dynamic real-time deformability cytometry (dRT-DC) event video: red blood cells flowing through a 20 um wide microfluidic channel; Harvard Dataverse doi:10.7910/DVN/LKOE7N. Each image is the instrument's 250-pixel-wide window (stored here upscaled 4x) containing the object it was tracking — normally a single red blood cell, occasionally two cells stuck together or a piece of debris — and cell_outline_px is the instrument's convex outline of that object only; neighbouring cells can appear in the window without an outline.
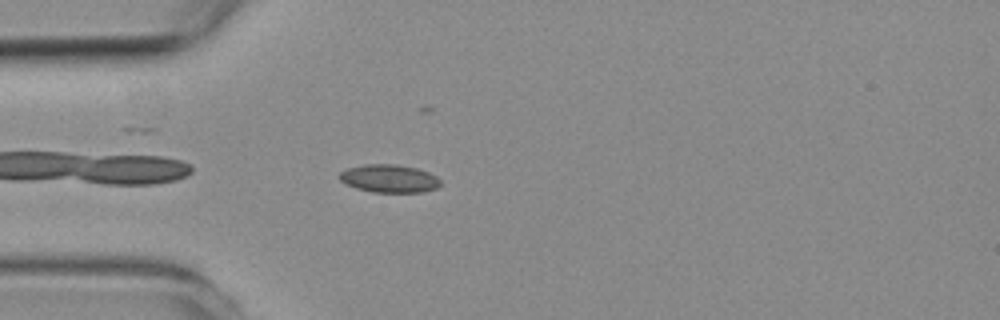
{"species": "common noctule bat (a hibernating species)", "species_latin": "Nyctalus noctula", "temperature_condition": "room temperature", "stored_images_in_passage": 4, "camera_frame_rate_fps": 3000, "um_per_image_px": 0.085, "animal": {"sex": "female", "body_mass_g": 19.3, "forearm_length_mm": 54.1}, "frame": {"image": 1, "passage_image": 4, "time_ms": 3.333, "image_size_px": [1000, 320], "cell_outline_px": [[440, 184], [436, 188], [424, 192], [372, 192], [356, 188], [344, 184], [336, 176], [340, 172], [348, 168], [364, 164], [396, 164], [416, 168], [428, 172], [436, 176], [440, 180]], "centroid_in_image_um": [33.04, 15.17], "position_along_channel_um": 52.0, "area_um2": 16.59}}